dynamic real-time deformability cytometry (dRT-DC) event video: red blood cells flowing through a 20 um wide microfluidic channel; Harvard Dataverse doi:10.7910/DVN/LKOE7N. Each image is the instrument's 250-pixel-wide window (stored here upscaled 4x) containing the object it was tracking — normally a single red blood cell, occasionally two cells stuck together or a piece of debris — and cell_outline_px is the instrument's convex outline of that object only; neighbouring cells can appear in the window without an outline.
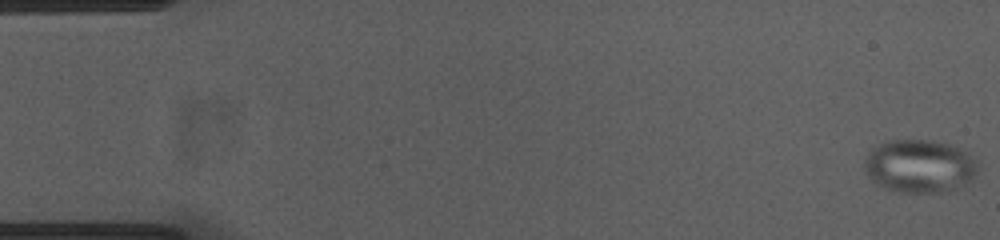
{"species": "common noctule bat (a hibernating species)", "species_latin": "Nyctalus noctula", "temperature_condition": "cold", "stored_images_in_passage": 55, "camera_frame_rate_fps": 3000, "um_per_image_px": 0.085, "animal": {"sex": "female", "body_mass_g": 23.0, "forearm_length_mm": 53.4}, "frame": {"image": 1, "passage_image": 1, "time_ms": 0.0, "image_size_px": [1000, 240], "cell_outline_px": [[980, 168], [968, 180], [944, 192], [896, 192], [876, 184], [868, 176], [864, 168], [864, 160], [868, 148], [888, 140], [928, 140], [952, 144], [968, 152], [980, 164]], "centroid_in_image_um": [78.11, 14.09], "position_along_channel_um": 6.9, "area_um2": 35.32}}
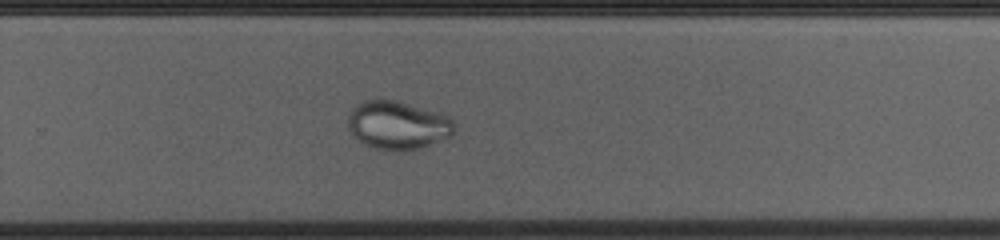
{"frame": {"image": 2, "passage_image": 36, "time_ms": 11.667, "image_size_px": [1000, 240], "cell_outline_px": [[452, 136], [420, 148], [376, 148], [364, 144], [348, 128], [348, 112], [356, 104], [364, 100], [380, 96], [444, 112], [452, 120]], "centroid_in_image_um": [33.79, 10.54], "position_along_channel_um": 296.0, "area_um2": 30.0}}
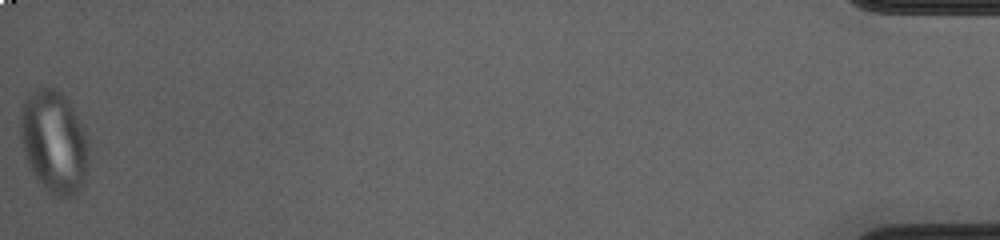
{"frame": {"image": 3, "passage_image": 55, "time_ms": 18.0, "image_size_px": [1000, 240], "cell_outline_px": [[88, 164], [84, 184], [76, 196], [56, 196], [36, 180], [28, 160], [20, 136], [20, 112], [24, 100], [28, 92], [36, 88], [56, 88], [64, 96], [72, 108], [88, 140]], "centroid_in_image_um": [4.59, 12.05], "position_along_channel_um": 430.6, "area_um2": 40.58}}